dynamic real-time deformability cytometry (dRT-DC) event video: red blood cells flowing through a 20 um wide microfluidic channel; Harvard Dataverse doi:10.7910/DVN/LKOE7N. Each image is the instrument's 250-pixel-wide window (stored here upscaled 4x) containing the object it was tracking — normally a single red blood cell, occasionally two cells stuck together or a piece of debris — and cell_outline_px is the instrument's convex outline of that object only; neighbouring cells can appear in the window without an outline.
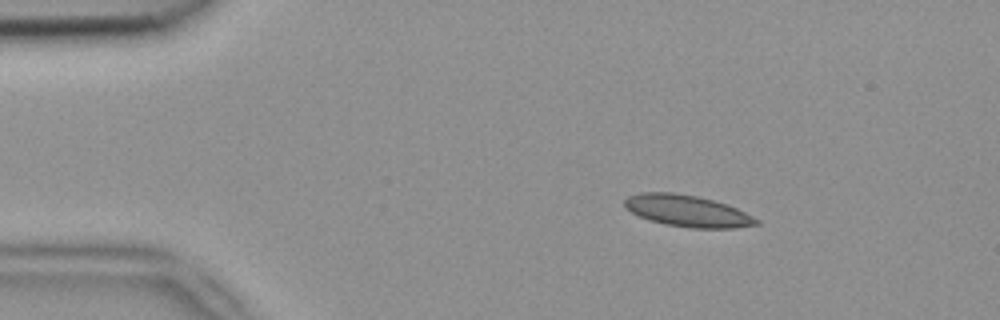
{"species": "common noctule bat (a hibernating species)", "species_latin": "Nyctalus noctula", "temperature_condition": "room temperature", "stored_images_in_passage": 50, "camera_frame_rate_fps": 3000, "um_per_image_px": 0.085, "animal": {"sex": "female", "body_mass_g": 18.4}, "frame": {"image": 1, "passage_image": 7, "time_ms": 2.0, "image_size_px": [1000, 320], "cell_outline_px": [[760, 224], [736, 228], [692, 228], [664, 224], [648, 220], [624, 208], [624, 200], [628, 196], [640, 192], [672, 192], [696, 196], [728, 204], [760, 220]], "centroid_in_image_um": [58.41, 17.93], "position_along_channel_um": 26.6, "area_um2": 24.33}}
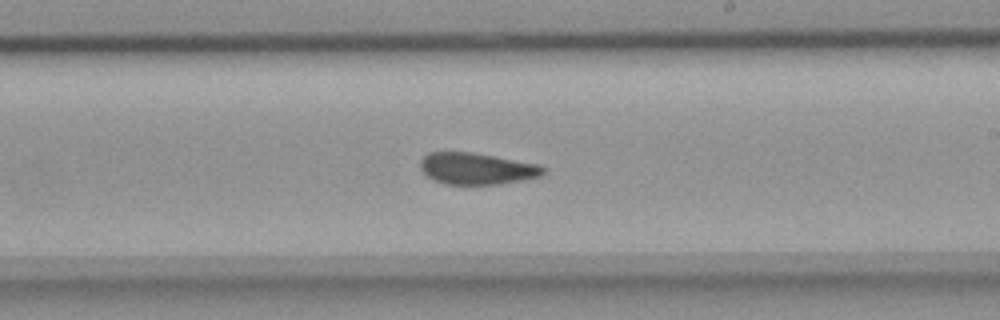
{"frame": {"image": 2, "passage_image": 29, "time_ms": 9.333, "image_size_px": [1000, 320], "cell_outline_px": [[548, 168], [544, 176], [500, 184], [444, 184], [432, 180], [420, 168], [420, 160], [428, 152], [472, 152], [540, 164]], "centroid_in_image_um": [40.58, 14.33], "position_along_channel_um": 248.4, "area_um2": 22.95}}
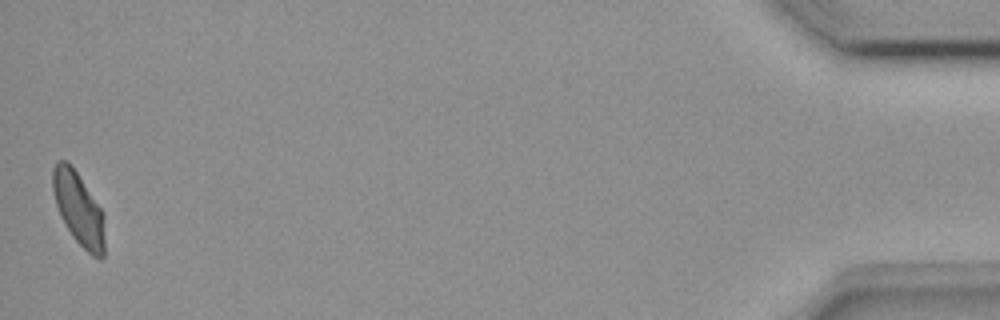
{"frame": {"image": 3, "passage_image": 50, "time_ms": 16.333, "image_size_px": [1000, 320], "cell_outline_px": [[104, 256], [100, 260], [92, 256], [72, 236], [60, 216], [56, 204], [52, 188], [52, 168], [56, 160], [68, 160], [100, 208], [104, 216]], "centroid_in_image_um": [6.66, 17.74], "position_along_channel_um": 428.5, "area_um2": 21.96}, "authors_computed_cell_mechanics": {"area_um2": 23.3801, "velocity_mm_per_s": 3.9019, "shape_relaxation_time_tau1_ms": null, "shape_relaxation_time_tau2_ms": 2.3141, "deformation_change_tau1": null, "deformation_change_tau2": 0.086}}